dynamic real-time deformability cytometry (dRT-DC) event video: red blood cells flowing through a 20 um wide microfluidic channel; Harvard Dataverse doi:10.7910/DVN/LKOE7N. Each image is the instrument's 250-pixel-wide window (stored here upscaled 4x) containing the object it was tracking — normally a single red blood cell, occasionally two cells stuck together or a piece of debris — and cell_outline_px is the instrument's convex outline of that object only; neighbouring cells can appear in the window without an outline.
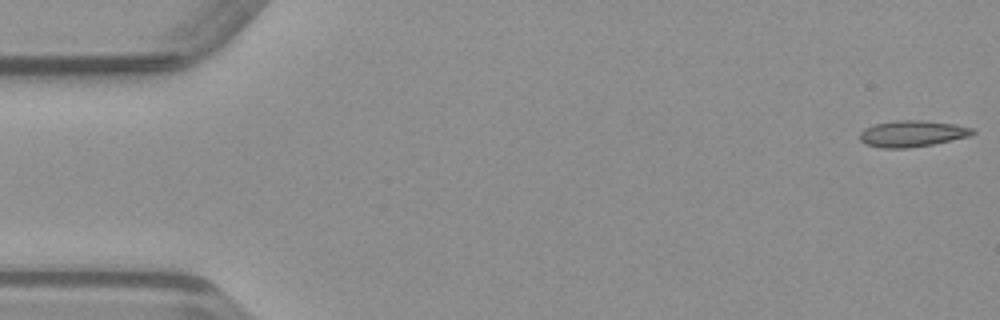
{"species": "common noctule bat (a hibernating species)", "species_latin": "Nyctalus noctula", "temperature_condition": "warm", "stored_images_in_passage": 49, "camera_frame_rate_fps": 3000, "um_per_image_px": 0.085, "animal": {"sex": "male", "body_mass_g": 23.1, "forearm_length_mm": 52.7}, "frame": {"image": 1, "passage_image": 1, "time_ms": 0.0, "image_size_px": [1000, 320], "cell_outline_px": [[976, 132], [968, 136], [932, 144], [908, 148], [880, 148], [864, 144], [860, 140], [860, 132], [864, 128], [876, 124], [896, 120], [920, 120], [956, 124], [972, 128]], "centroid_in_image_um": [77.5, 11.36], "position_along_channel_um": 7.5, "area_um2": 17.22}}
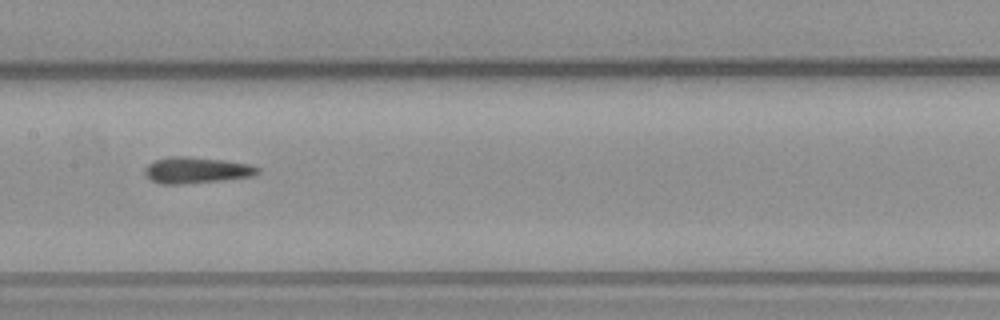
{"frame": {"image": 2, "passage_image": 24, "time_ms": 7.667, "image_size_px": [1000, 320], "cell_outline_px": [[260, 172], [256, 176], [224, 180], [180, 184], [160, 184], [152, 180], [144, 172], [144, 168], [152, 160], [168, 156], [184, 156], [224, 160], [248, 164], [260, 168]], "centroid_in_image_um": [16.7, 14.46], "position_along_channel_um": 190.7, "area_um2": 17.4}}
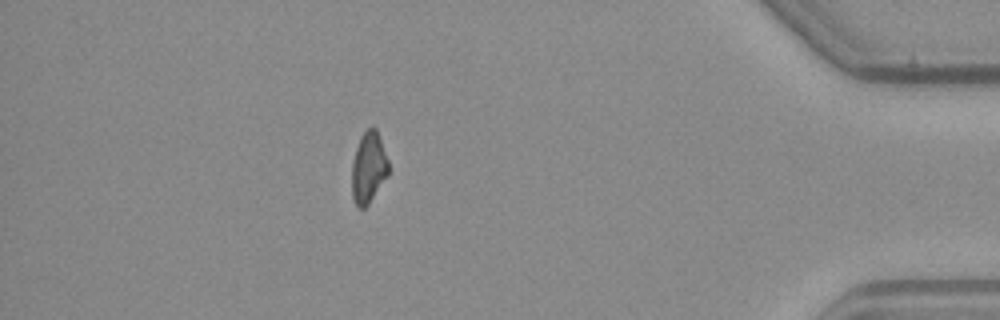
{"frame": {"image": 3, "passage_image": 43, "time_ms": 14.0, "image_size_px": [1000, 320], "cell_outline_px": [[388, 176], [368, 204], [364, 208], [360, 208], [356, 204], [352, 196], [352, 160], [360, 136], [368, 128], [376, 128], [388, 160]], "centroid_in_image_um": [31.32, 14.25], "position_along_channel_um": 403.9, "area_um2": 15.09}}